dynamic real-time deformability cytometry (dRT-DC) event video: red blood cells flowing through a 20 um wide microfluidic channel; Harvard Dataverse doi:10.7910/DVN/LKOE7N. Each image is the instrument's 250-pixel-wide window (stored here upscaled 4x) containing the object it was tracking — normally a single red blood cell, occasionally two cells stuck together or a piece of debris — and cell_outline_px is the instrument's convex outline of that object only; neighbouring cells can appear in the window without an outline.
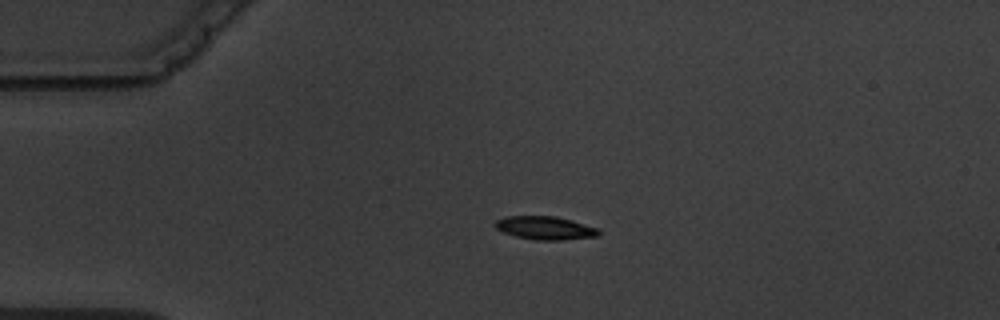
{"species": "common noctule bat (a hibernating species)", "species_latin": "Nyctalus noctula", "temperature_condition": "warm", "stored_images_in_passage": 2, "camera_frame_rate_fps": 3000, "um_per_image_px": 0.085, "animal": {"sex": "male", "body_mass_g": 19.5, "forearm_length_mm": 54.6}, "frame": {"image": 1, "passage_image": 1, "time_ms": 0.0, "image_size_px": [1000, 320], "cell_outline_px": [[600, 232], [596, 236], [564, 240], [536, 240], [516, 236], [504, 232], [496, 228], [492, 224], [496, 220], [504, 216], [556, 216], [572, 220], [600, 228]], "centroid_in_image_um": [46.34, 19.36], "position_along_channel_um": 38.7, "area_um2": 14.16}}